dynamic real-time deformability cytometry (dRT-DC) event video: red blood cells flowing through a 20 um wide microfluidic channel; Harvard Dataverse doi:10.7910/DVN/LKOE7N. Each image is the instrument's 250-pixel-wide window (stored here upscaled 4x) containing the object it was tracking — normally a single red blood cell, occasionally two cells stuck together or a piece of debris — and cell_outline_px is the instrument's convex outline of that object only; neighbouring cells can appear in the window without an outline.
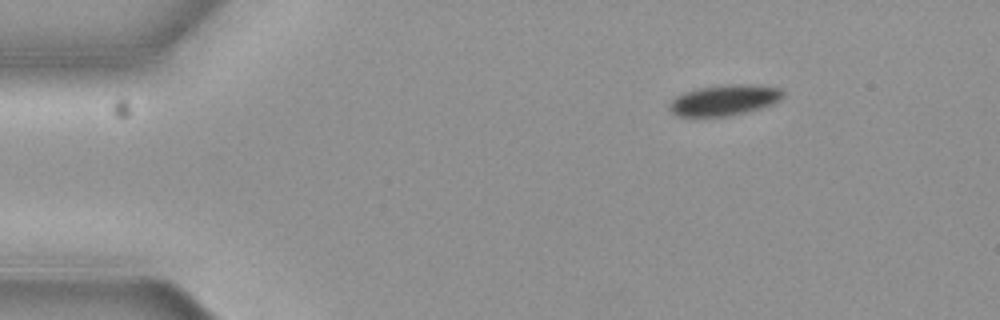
{"species": "common noctule bat (a hibernating species)", "species_latin": "Nyctalus noctula", "temperature_condition": "cold", "stored_images_in_passage": 3, "camera_frame_rate_fps": 3000, "um_per_image_px": 0.085, "animal": {"sex": "female", "body_mass_g": 19.3, "forearm_length_mm": 54.1}, "frame": {"image": 1, "passage_image": 1, "time_ms": 0.0, "image_size_px": [1000, 320], "cell_outline_px": [[784, 96], [780, 100], [772, 104], [760, 108], [728, 116], [676, 116], [668, 108], [668, 104], [676, 96], [684, 92], [700, 88], [728, 84], [756, 84], [780, 88], [784, 92]], "centroid_in_image_um": [61.58, 8.5], "position_along_channel_um": 23.4, "area_um2": 20.35}}
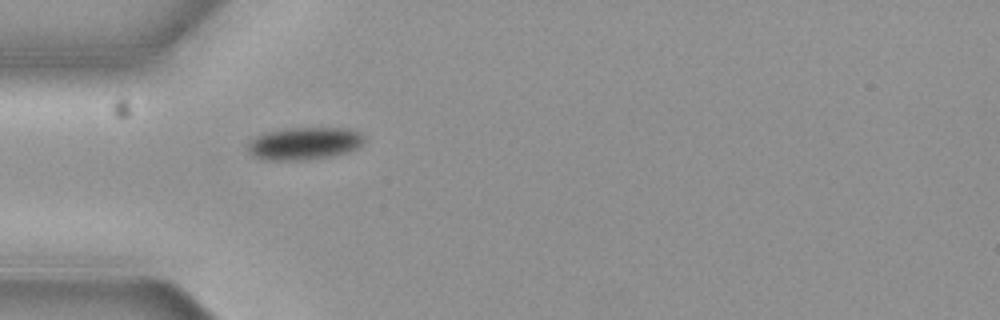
{"frame": {"image": 2, "passage_image": 3, "time_ms": 0.667, "image_size_px": [1000, 320], "cell_outline_px": [[364, 140], [356, 148], [348, 152], [332, 156], [296, 160], [260, 160], [252, 156], [248, 152], [248, 140], [264, 132], [288, 128], [348, 128], [360, 132], [364, 136]], "centroid_in_image_um": [25.81, 12.19], "position_along_channel_um": 59.2, "area_um2": 22.2}}